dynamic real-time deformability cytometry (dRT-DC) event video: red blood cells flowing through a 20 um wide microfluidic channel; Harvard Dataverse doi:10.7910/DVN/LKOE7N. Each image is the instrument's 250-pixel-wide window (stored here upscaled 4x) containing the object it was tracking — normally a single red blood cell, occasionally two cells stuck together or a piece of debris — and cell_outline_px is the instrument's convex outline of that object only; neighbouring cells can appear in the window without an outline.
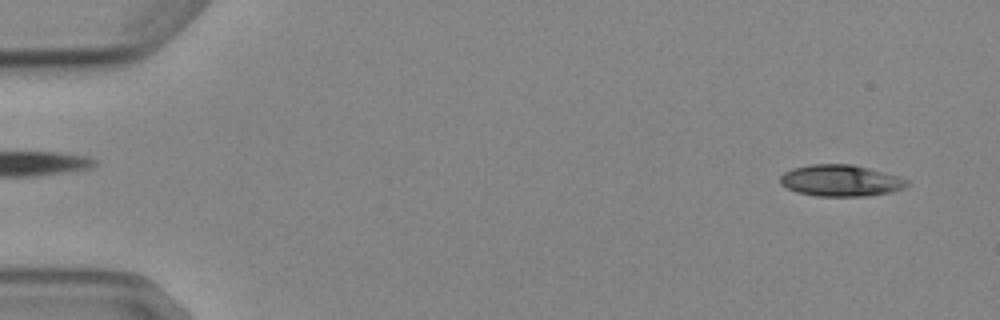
{"species": "Egyptian fruit bat (a non-hibernating species)", "species_latin": "Rousettus aegyptiacus", "temperature_condition": "cold", "stored_images_in_passage": 5, "segment_of_instrument_passage": [1, 2], "camera_frame_rate_fps": 3000, "um_per_image_px": 0.085, "animal": {"sex": "female"}, "frame": {"image": 1, "passage_image": 1, "time_ms": 0.0, "image_size_px": [1000, 320], "cell_outline_px": [[908, 184], [904, 188], [888, 192], [864, 196], [816, 196], [796, 192], [780, 184], [780, 176], [784, 172], [792, 168], [812, 164], [852, 164], [896, 176], [908, 180]], "centroid_in_image_um": [71.39, 15.35], "position_along_channel_um": 13.6, "area_um2": 23.0}}
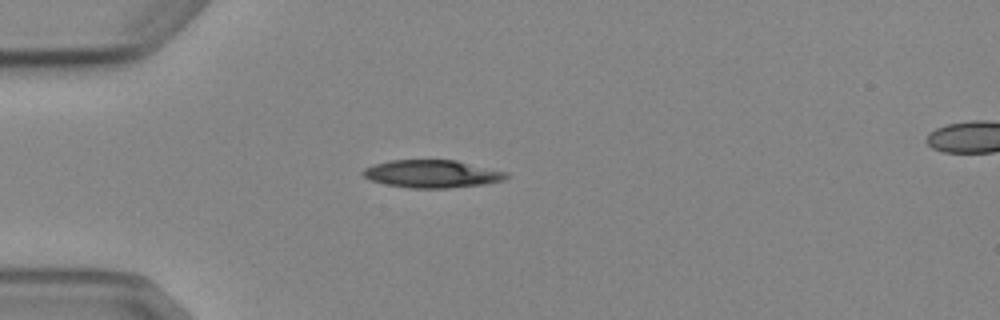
{"frame": {"image": 2, "passage_image": 4, "time_ms": 3.667, "image_size_px": [1000, 320], "cell_outline_px": [[508, 176], [504, 180], [484, 184], [448, 188], [412, 188], [388, 184], [372, 180], [364, 176], [360, 172], [364, 168], [388, 160], [456, 160], [508, 172]], "centroid_in_image_um": [36.75, 14.77], "position_along_channel_um": 48.3, "area_um2": 23.0}}